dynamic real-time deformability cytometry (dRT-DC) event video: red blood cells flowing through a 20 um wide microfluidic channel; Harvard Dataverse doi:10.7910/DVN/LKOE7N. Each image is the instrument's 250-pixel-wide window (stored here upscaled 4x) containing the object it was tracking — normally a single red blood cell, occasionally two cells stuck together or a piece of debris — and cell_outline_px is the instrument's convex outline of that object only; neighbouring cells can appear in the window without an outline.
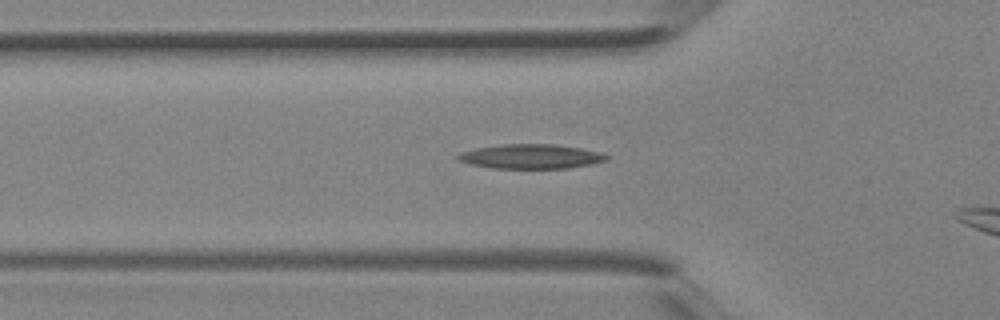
{"species": "Egyptian fruit bat (a non-hibernating species)", "species_latin": "Rousettus aegyptiacus", "temperature_condition": "room temperature", "stored_images_in_passage": 5, "camera_frame_rate_fps": 3000, "um_per_image_px": 0.085, "animal": {"sex": "female"}, "frame": {"image": 1, "passage_image": 5, "time_ms": 1.333, "image_size_px": [1000, 320], "cell_outline_px": [[608, 160], [592, 164], [568, 168], [492, 168], [472, 164], [460, 160], [456, 156], [460, 152], [480, 148], [504, 144], [552, 144], [580, 148], [600, 152], [608, 156]], "centroid_in_image_um": [45.17, 13.3], "position_along_channel_um": 80.6, "area_um2": 20.87}}